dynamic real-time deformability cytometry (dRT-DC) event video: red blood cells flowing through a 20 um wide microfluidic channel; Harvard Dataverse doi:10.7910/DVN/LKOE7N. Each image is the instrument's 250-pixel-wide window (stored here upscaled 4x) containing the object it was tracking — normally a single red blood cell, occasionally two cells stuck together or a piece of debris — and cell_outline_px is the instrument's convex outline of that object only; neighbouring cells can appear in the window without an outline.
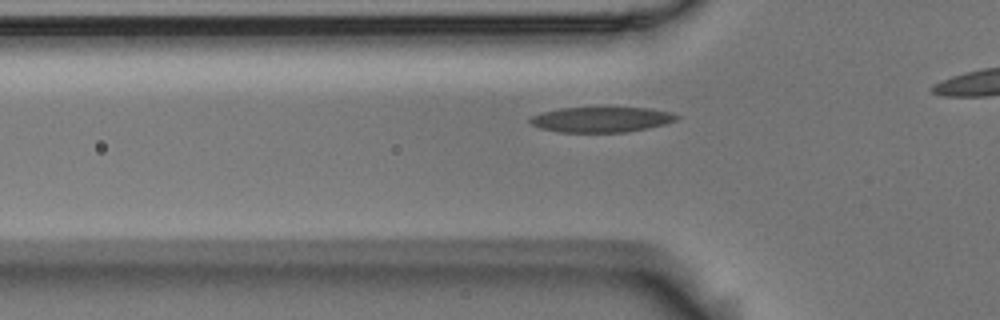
{"species": "Egyptian fruit bat (a non-hibernating species)", "species_latin": "Rousettus aegyptiacus", "temperature_condition": "room temperature", "stored_images_in_passage": 35, "camera_frame_rate_fps": 3000, "um_per_image_px": 0.085, "animal": {"sex": "male"}, "frame": {"image": 1, "passage_image": 9, "time_ms": 2.667, "image_size_px": [1000, 320], "cell_outline_px": [[680, 116], [676, 120], [664, 124], [648, 128], [624, 132], [560, 132], [540, 128], [532, 124], [528, 120], [532, 116], [544, 112], [560, 108], [648, 108], [672, 112]], "centroid_in_image_um": [51.13, 10.16], "position_along_channel_um": 74.7, "area_um2": 21.39}}
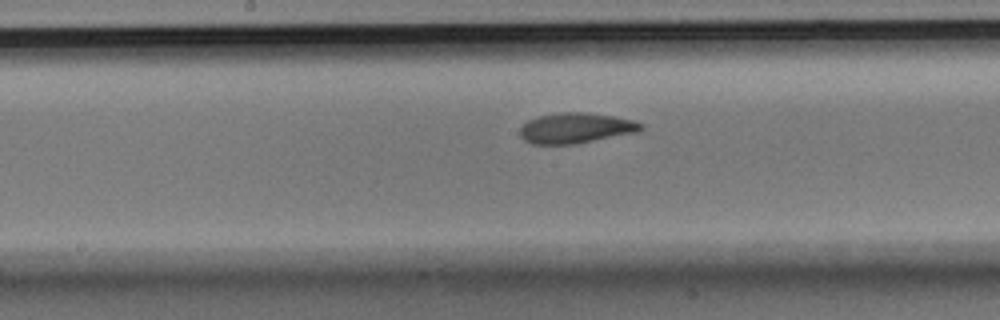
{"frame": {"image": 2, "passage_image": 19, "time_ms": 6.0, "image_size_px": [1000, 320], "cell_outline_px": [[644, 128], [640, 132], [576, 144], [532, 144], [524, 140], [520, 136], [520, 128], [528, 120], [540, 116], [560, 112], [588, 112], [612, 116], [632, 120], [644, 124]], "centroid_in_image_um": [48.98, 10.89], "position_along_channel_um": 199.2, "area_um2": 21.62}}
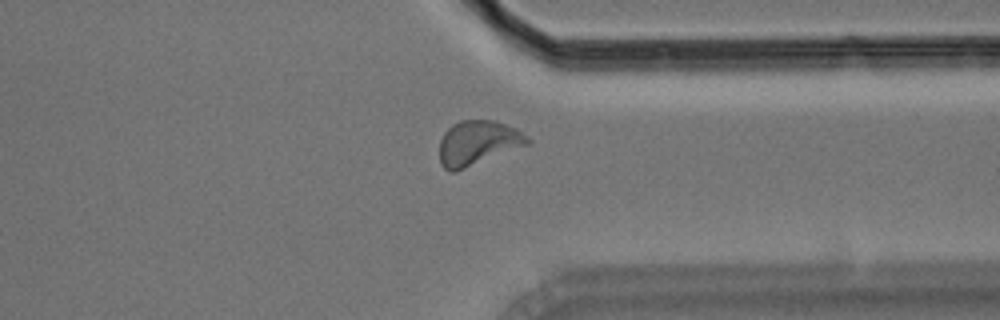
{"frame": {"image": 3, "passage_image": 33, "time_ms": 10.667, "image_size_px": [1000, 320], "cell_outline_px": [[532, 140], [528, 144], [456, 172], [448, 172], [440, 164], [440, 140], [444, 132], [452, 124], [460, 120], [492, 120], [516, 128], [528, 136]], "centroid_in_image_um": [40.59, 12.15], "position_along_channel_um": 370.8, "area_um2": 22.89}}